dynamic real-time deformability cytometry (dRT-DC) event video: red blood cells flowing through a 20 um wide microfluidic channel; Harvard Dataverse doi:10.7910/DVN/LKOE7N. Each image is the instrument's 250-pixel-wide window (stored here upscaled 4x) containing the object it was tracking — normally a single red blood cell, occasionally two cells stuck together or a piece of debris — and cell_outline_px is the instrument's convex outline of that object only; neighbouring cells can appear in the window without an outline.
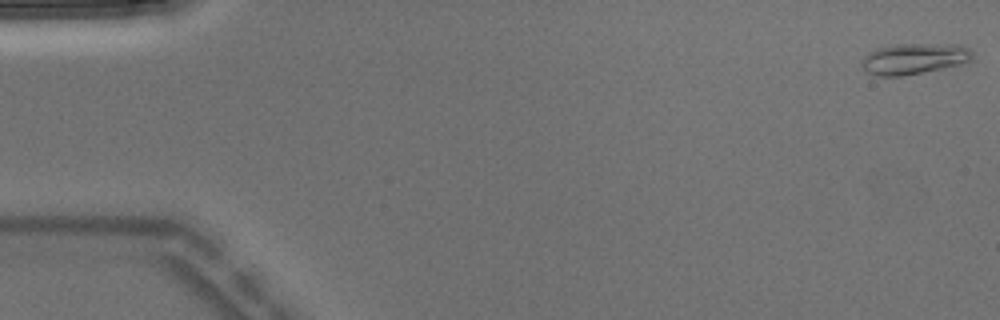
{"species": "Egyptian fruit bat (a non-hibernating species)", "species_latin": "Rousettus aegyptiacus", "temperature_condition": "warm", "stored_images_in_passage": 4, "camera_frame_rate_fps": 3000, "um_per_image_px": 0.085, "animal": {"sex": "male"}, "frame": {"image": 1, "passage_image": 1, "time_ms": 0.0, "image_size_px": [1000, 320], "cell_outline_px": [[972, 60], [960, 64], [900, 76], [876, 76], [868, 72], [860, 64], [864, 56], [868, 52], [876, 48], [896, 44], [964, 44], [972, 52]], "centroid_in_image_um": [77.68, 4.97], "position_along_channel_um": 7.3, "area_um2": 19.88}}